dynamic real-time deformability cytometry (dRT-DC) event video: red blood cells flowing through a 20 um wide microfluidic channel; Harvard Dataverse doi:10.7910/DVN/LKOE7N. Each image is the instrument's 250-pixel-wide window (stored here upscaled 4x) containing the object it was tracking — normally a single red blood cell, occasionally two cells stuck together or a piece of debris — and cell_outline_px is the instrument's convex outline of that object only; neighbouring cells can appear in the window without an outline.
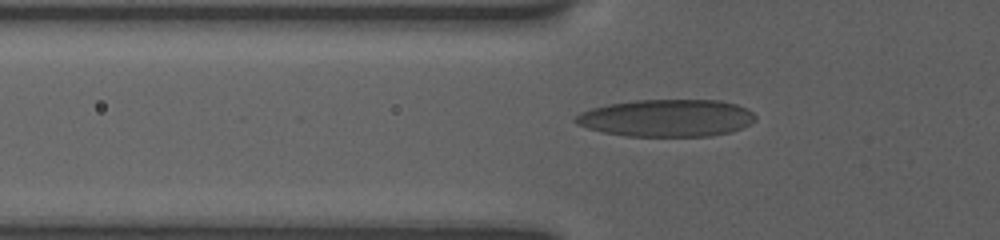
{"species": "human", "species_latin": "Homo sapiens", "temperature_condition": "room temperature", "stored_images_in_passage": 27, "camera_frame_rate_fps": 3000, "um_per_image_px": 0.085, "donor": {"sex": "female"}, "frame": {"image": 1, "passage_image": 3, "time_ms": 0.667, "image_size_px": [1000, 240], "cell_outline_px": [[756, 120], [732, 132], [712, 136], [628, 136], [604, 132], [588, 128], [576, 124], [572, 120], [580, 112], [592, 108], [608, 104], [636, 100], [716, 100], [736, 104], [752, 112], [756, 116]], "centroid_in_image_um": [56.65, 10.03], "position_along_channel_um": 69.2, "area_um2": 39.02}}
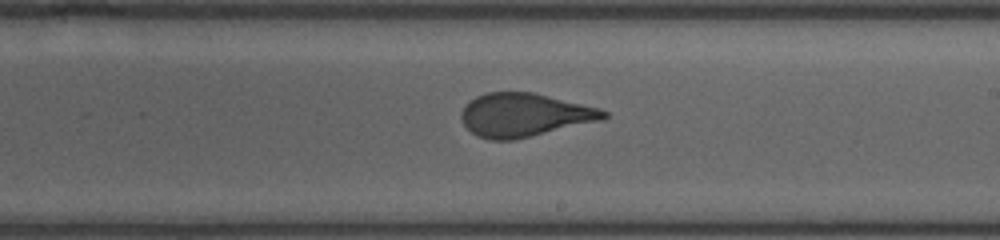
{"frame": {"image": 2, "passage_image": 15, "time_ms": 5.333, "image_size_px": [1000, 240], "cell_outline_px": [[608, 116], [600, 120], [512, 140], [488, 140], [472, 132], [464, 124], [460, 116], [464, 108], [476, 96], [488, 92], [532, 92], [600, 108], [608, 112]], "centroid_in_image_um": [44.56, 9.76], "position_along_channel_um": 244.4, "area_um2": 35.37}}
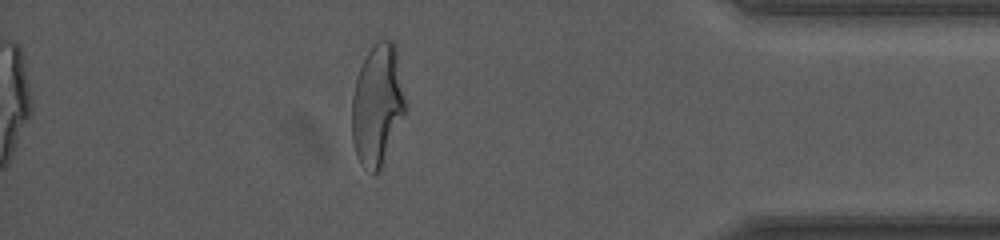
{"frame": {"image": 3, "passage_image": 26, "time_ms": 10.333, "image_size_px": [1000, 240], "cell_outline_px": [[408, 108], [380, 172], [372, 176], [360, 164], [356, 156], [352, 140], [352, 96], [356, 80], [360, 68], [368, 52], [380, 40], [392, 40], [396, 44]], "centroid_in_image_um": [32.11, 8.99], "position_along_channel_um": 403.1, "area_um2": 38.61}}